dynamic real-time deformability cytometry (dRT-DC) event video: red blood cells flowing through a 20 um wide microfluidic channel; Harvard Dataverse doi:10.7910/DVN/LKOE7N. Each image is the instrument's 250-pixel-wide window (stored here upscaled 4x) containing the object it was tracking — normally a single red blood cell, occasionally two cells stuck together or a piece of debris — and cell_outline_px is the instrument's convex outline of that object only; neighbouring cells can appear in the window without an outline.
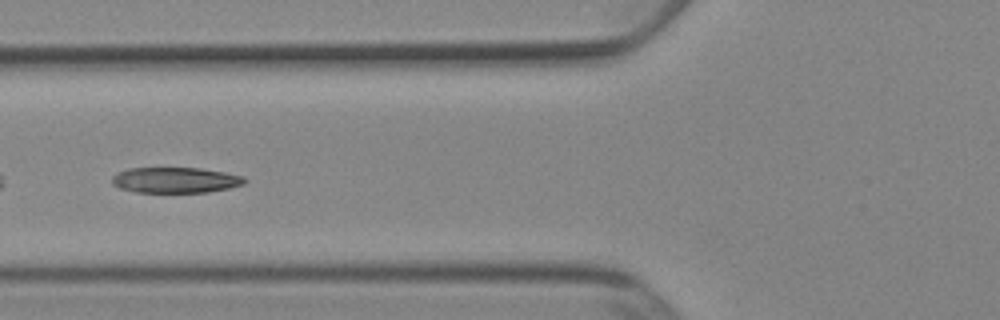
{"species": "Egyptian fruit bat (a non-hibernating species)", "species_latin": "Rousettus aegyptiacus", "temperature_condition": "cold", "stored_images_in_passage": 37, "camera_frame_rate_fps": 3000, "um_per_image_px": 0.085, "animal": {"sex": "female"}, "frame": {"image": 1, "passage_image": 4, "time_ms": 1.0, "image_size_px": [1000, 320], "cell_outline_px": [[248, 180], [244, 184], [228, 188], [208, 192], [136, 192], [120, 188], [112, 184], [112, 176], [128, 168], [200, 168], [224, 172], [244, 176]], "centroid_in_image_um": [14.93, 15.3], "position_along_channel_um": 110.9, "area_um2": 19.77}}
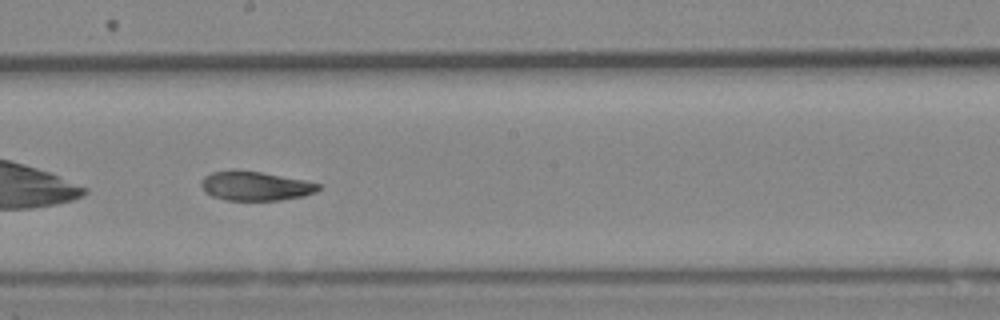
{"frame": {"image": 2, "passage_image": 13, "time_ms": 4.0, "image_size_px": [1000, 320], "cell_outline_px": [[320, 188], [316, 192], [304, 196], [280, 200], [228, 200], [212, 196], [200, 184], [200, 180], [204, 176], [212, 172], [260, 172], [304, 180], [320, 184]], "centroid_in_image_um": [21.75, 15.83], "position_along_channel_um": 226.5, "area_um2": 19.31}}
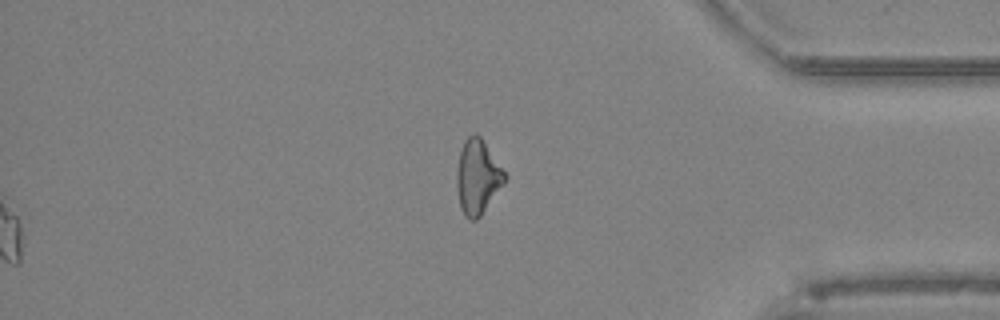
{"frame": {"image": 3, "passage_image": 37, "time_ms": 12.0, "image_size_px": [1000, 320], "cell_outline_px": [[508, 176], [504, 184], [480, 216], [476, 220], [468, 220], [464, 216], [460, 208], [456, 184], [456, 172], [460, 152], [464, 140], [472, 132], [476, 132], [480, 136]], "centroid_in_image_um": [40.58, 15.04], "position_along_channel_um": 394.6, "area_um2": 20.98}, "authors_computed_cell_mechanics": {"area_um2": 20.6346, "velocity_mm_per_s": 3.8635, "shape_relaxation_time_tau1_ms": 9.1842, "shape_relaxation_time_tau2_ms": 2.1538, "deformation_change_tau1": 0.213, "deformation_change_tau2": 0.0735}}